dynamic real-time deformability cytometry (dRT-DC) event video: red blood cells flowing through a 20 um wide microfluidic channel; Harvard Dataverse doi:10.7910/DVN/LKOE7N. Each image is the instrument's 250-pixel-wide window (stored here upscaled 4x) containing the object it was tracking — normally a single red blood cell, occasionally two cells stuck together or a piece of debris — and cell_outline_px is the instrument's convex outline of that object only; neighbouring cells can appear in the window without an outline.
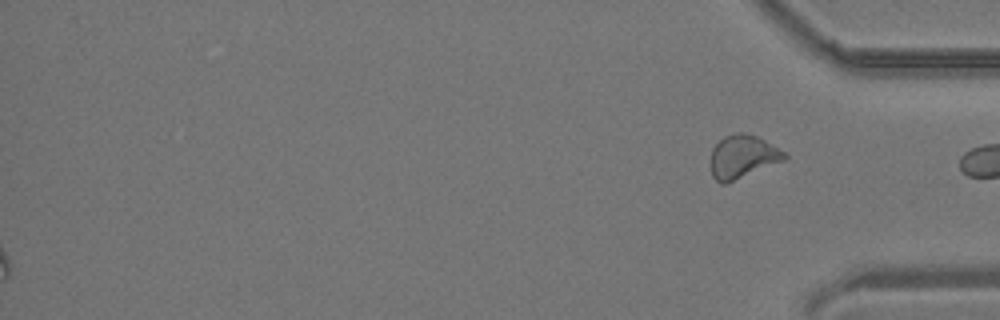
{"species": "common noctule bat (a hibernating species)", "species_latin": "Nyctalus noctula", "temperature_condition": "room temperature", "stored_images_in_passage": 36, "segment_of_instrument_passage": [2, 2], "camera_frame_rate_fps": 3000, "um_per_image_px": 0.085, "animal": {"sex": "male", "body_mass_g": 19.2, "forearm_length_mm": 51.8}, "frame": {"image": 1, "passage_image": 36, "time_ms": 11.667, "image_size_px": [1000, 320], "cell_outline_px": [[788, 156], [784, 160], [728, 184], [720, 184], [712, 176], [712, 148], [724, 136], [736, 132], [740, 132], [756, 136], [764, 140], [784, 152]], "centroid_in_image_um": [63.11, 13.34], "position_along_channel_um": 372.1, "area_um2": 18.44}}